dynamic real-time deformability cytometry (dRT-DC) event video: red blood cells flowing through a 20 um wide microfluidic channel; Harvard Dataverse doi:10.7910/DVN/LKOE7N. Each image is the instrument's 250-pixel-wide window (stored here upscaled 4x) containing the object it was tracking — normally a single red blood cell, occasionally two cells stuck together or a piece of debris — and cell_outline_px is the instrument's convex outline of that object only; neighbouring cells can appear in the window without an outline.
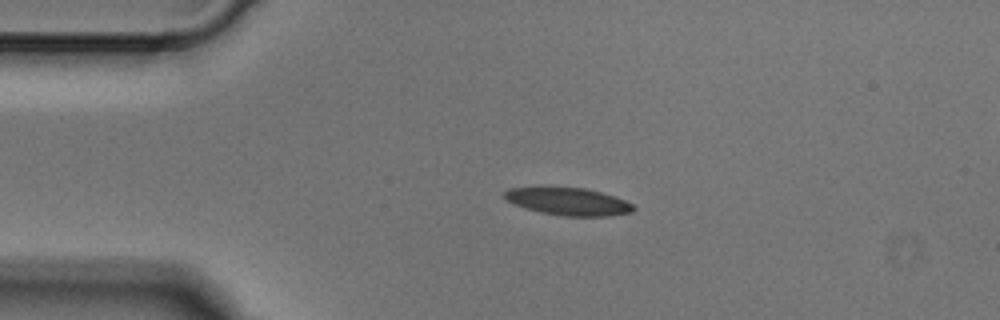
{"species": "Egyptian fruit bat (a non-hibernating species)", "species_latin": "Rousettus aegyptiacus", "temperature_condition": "cold", "stored_images_in_passage": 3, "camera_frame_rate_fps": 3000, "um_per_image_px": 0.085, "animal": {"sex": "male"}, "frame": {"image": 1, "passage_image": 2, "time_ms": 0.333, "image_size_px": [1000, 320], "cell_outline_px": [[636, 208], [632, 212], [608, 216], [564, 216], [540, 212], [516, 204], [508, 200], [504, 196], [504, 192], [508, 188], [584, 188], [616, 196], [632, 204]], "centroid_in_image_um": [48.37, 17.14], "position_along_channel_um": 36.6, "area_um2": 20.23}}